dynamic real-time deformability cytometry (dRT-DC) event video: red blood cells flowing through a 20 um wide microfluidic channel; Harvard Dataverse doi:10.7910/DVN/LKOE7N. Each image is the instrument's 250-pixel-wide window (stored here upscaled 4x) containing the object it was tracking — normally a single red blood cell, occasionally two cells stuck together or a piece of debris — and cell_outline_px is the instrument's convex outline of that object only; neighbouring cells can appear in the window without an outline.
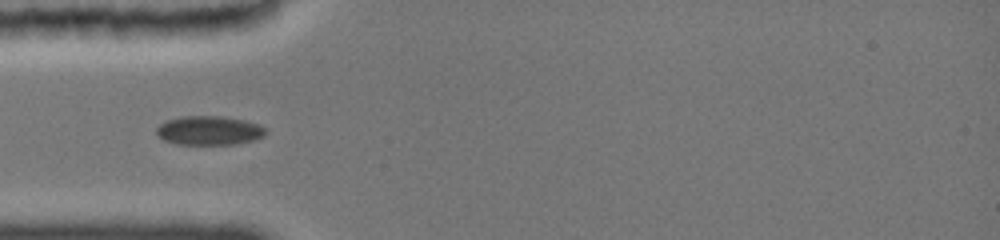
{"species": "common noctule bat (a hibernating species)", "species_latin": "Nyctalus noctula", "temperature_condition": "cold", "stored_images_in_passage": 7, "camera_frame_rate_fps": 3000, "um_per_image_px": 0.085, "animal": {"sex": "female", "body_mass_g": 19.0, "forearm_length_mm": 51.5}, "frame": {"image": 1, "passage_image": 1, "time_ms": 0.0, "image_size_px": [1000, 240], "cell_outline_px": [[264, 136], [256, 140], [236, 144], [176, 144], [164, 140], [156, 132], [156, 128], [160, 124], [168, 120], [184, 116], [220, 116], [244, 120], [256, 124], [264, 128]], "centroid_in_image_um": [17.77, 11.1], "position_along_channel_um": 67.2, "area_um2": 18.26}}
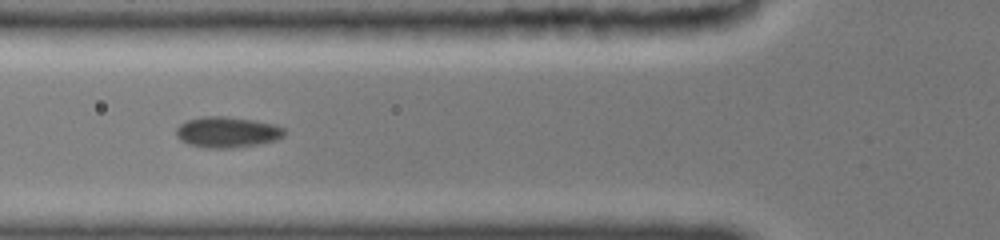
{"frame": {"image": 2, "passage_image": 6, "time_ms": 1.0, "image_size_px": [1000, 240], "cell_outline_px": [[284, 136], [276, 140], [260, 144], [228, 148], [208, 148], [192, 144], [180, 140], [176, 136], [176, 128], [180, 124], [188, 120], [204, 116], [224, 116], [252, 120], [272, 124], [284, 128]], "centroid_in_image_um": [19.31, 11.23], "position_along_channel_um": 106.5, "area_um2": 19.19}}